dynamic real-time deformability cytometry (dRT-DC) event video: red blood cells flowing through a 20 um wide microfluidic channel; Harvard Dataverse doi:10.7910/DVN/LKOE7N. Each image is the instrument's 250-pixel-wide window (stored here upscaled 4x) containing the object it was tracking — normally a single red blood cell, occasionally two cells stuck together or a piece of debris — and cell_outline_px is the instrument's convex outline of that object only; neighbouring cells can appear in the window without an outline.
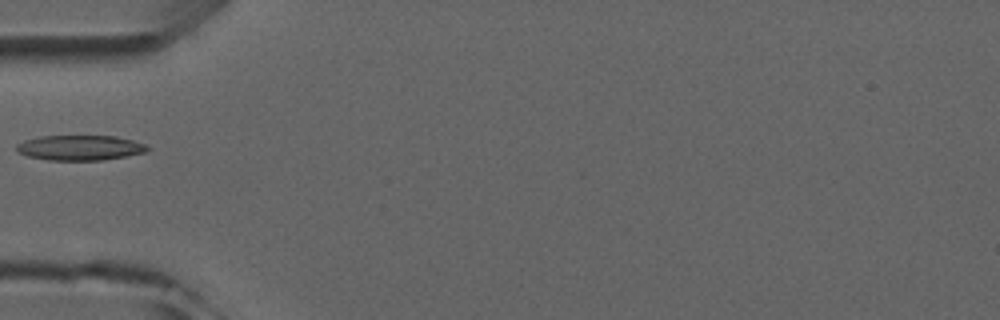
{"species": "common noctule bat (a hibernating species)", "species_latin": "Nyctalus noctula", "temperature_condition": "room temperature", "stored_images_in_passage": 6, "camera_frame_rate_fps": 3000, "um_per_image_px": 0.085, "animal": {"sex": "male", "forearm_length_mm": 52.5}, "frame": {"image": 1, "passage_image": 4, "time_ms": 3.667, "image_size_px": [1000, 320], "cell_outline_px": [[148, 152], [104, 160], [48, 160], [28, 156], [16, 152], [16, 144], [24, 140], [40, 136], [116, 136], [132, 140], [144, 144], [148, 148]], "centroid_in_image_um": [6.77, 12.56], "position_along_channel_um": 78.2, "area_um2": 19.19}}
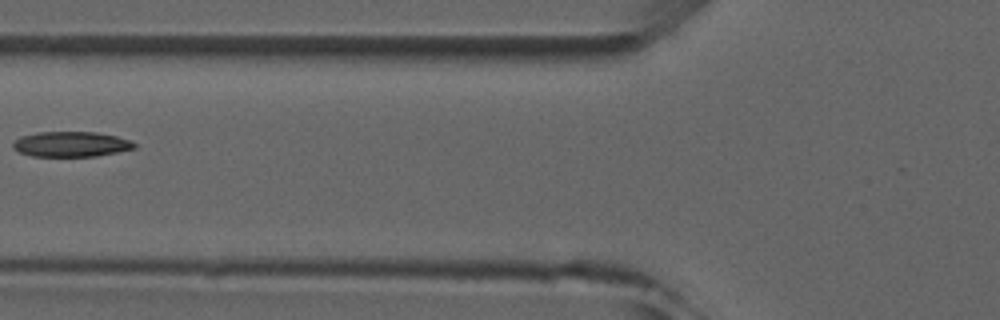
{"frame": {"image": 2, "passage_image": 5, "time_ms": 4.667, "image_size_px": [1000, 320], "cell_outline_px": [[136, 148], [96, 156], [32, 156], [20, 152], [12, 148], [12, 144], [20, 136], [40, 132], [96, 132], [116, 136], [128, 140], [136, 144]], "centroid_in_image_um": [6.02, 12.25], "position_along_channel_um": 119.8, "area_um2": 17.69}}
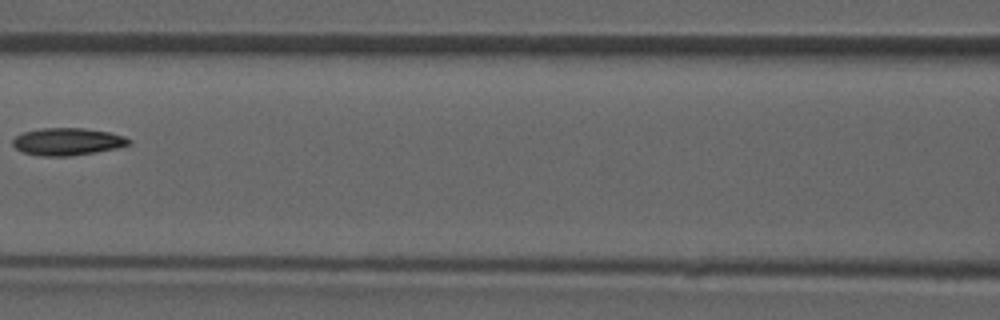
{"frame": {"image": 3, "passage_image": 6, "time_ms": 5.667, "image_size_px": [1000, 320], "cell_outline_px": [[132, 144], [116, 148], [96, 152], [68, 156], [40, 156], [24, 152], [16, 148], [12, 144], [12, 140], [16, 136], [24, 132], [40, 128], [84, 128], [108, 132], [124, 136], [132, 140]], "centroid_in_image_um": [5.75, 12.03], "position_along_channel_um": 160.9, "area_um2": 18.5}}